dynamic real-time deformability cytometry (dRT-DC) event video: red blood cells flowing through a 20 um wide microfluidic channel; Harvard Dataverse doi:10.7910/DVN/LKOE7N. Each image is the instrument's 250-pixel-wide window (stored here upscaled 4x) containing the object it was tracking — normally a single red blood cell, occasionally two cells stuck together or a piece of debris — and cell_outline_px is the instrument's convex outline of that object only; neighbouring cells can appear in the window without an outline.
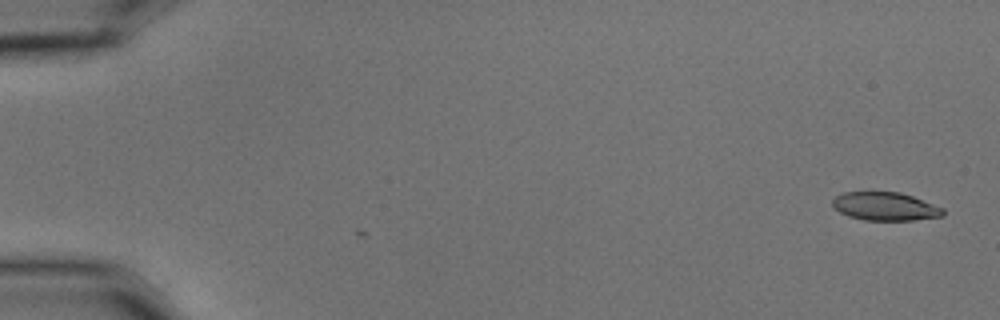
{"species": "common noctule bat (a hibernating species)", "species_latin": "Nyctalus noctula", "temperature_condition": "cold", "stored_images_in_passage": 2, "camera_frame_rate_fps": 3000, "um_per_image_px": 0.085, "animal": {"sex": "male", "body_mass_g": 15.6}, "frame": {"image": 1, "passage_image": 2, "time_ms": 0.333, "image_size_px": [1000, 320], "cell_outline_px": [[944, 216], [912, 220], [864, 220], [848, 216], [832, 208], [832, 200], [836, 196], [844, 192], [900, 192], [912, 196], [944, 208]], "centroid_in_image_um": [75.22, 17.54], "position_along_channel_um": 9.8, "area_um2": 18.26}}